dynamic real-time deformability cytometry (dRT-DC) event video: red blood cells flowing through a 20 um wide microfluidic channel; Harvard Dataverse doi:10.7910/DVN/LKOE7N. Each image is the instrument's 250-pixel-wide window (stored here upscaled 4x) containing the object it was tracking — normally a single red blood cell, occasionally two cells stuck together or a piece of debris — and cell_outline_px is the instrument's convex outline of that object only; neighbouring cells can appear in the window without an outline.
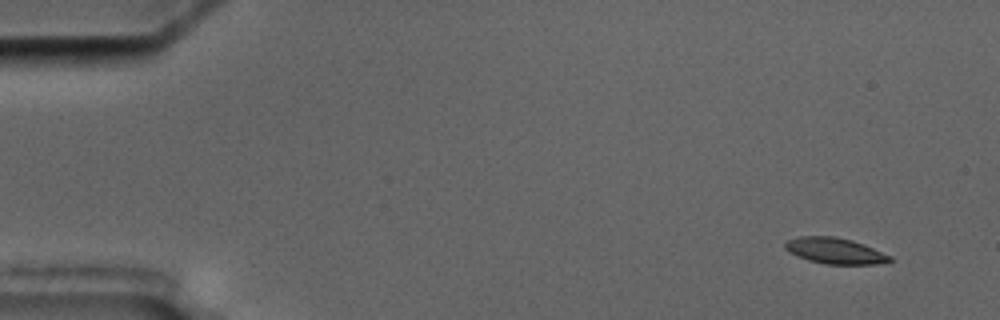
{"species": "common noctule bat (a hibernating species)", "species_latin": "Nyctalus noctula", "temperature_condition": "cold", "stored_images_in_passage": 5, "camera_frame_rate_fps": 3000, "um_per_image_px": 0.085, "animal": {"sex": "male", "body_mass_g": 17.5, "forearm_length_mm": 52.3}, "frame": {"image": 1, "passage_image": 2, "time_ms": 1.0, "image_size_px": [1000, 320], "cell_outline_px": [[892, 260], [876, 264], [824, 264], [808, 260], [796, 256], [788, 252], [784, 248], [784, 244], [788, 240], [800, 236], [836, 236], [852, 240], [864, 244], [892, 256]], "centroid_in_image_um": [70.95, 21.31], "position_along_channel_um": 14.1, "area_um2": 15.95}}